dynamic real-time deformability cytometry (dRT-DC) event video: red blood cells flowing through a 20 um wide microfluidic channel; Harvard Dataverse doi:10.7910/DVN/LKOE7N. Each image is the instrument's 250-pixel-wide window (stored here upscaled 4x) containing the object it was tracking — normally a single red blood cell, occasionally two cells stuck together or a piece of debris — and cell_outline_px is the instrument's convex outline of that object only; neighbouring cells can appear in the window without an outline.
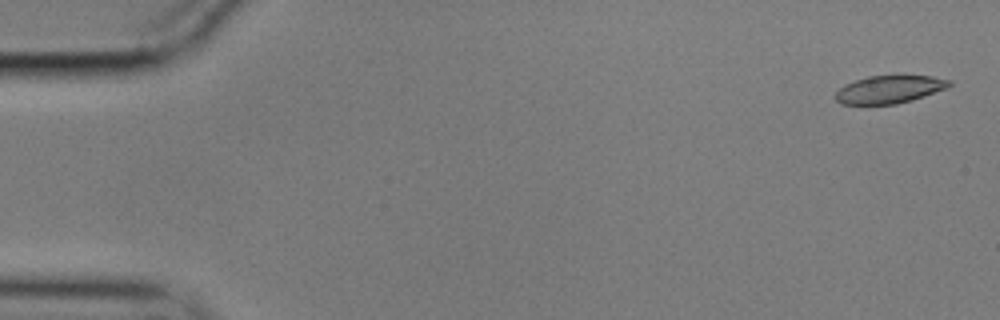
{"species": "common noctule bat (a hibernating species)", "species_latin": "Nyctalus noctula", "temperature_condition": "cold", "stored_images_in_passage": 12, "camera_frame_rate_fps": 3000, "um_per_image_px": 0.085, "animal": {"sex": "male", "body_mass_g": 17.9}, "frame": {"image": 1, "passage_image": 1, "time_ms": 0.0, "image_size_px": [1000, 320], "cell_outline_px": [[952, 84], [948, 88], [912, 100], [896, 104], [840, 104], [836, 100], [836, 92], [844, 84], [868, 76], [932, 76], [952, 80]], "centroid_in_image_um": [75.62, 7.6], "position_along_channel_um": 9.4, "area_um2": 18.38}}